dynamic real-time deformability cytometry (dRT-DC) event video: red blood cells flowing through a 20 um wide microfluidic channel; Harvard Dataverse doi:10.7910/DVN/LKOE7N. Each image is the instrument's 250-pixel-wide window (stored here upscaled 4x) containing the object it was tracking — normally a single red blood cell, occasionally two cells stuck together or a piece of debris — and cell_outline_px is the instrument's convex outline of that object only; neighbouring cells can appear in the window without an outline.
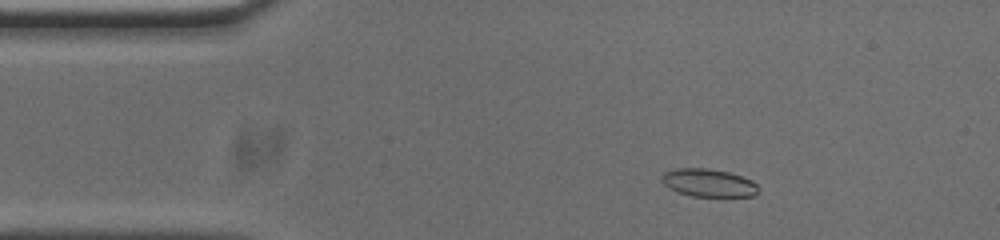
{"species": "common noctule bat (a hibernating species)", "species_latin": "Nyctalus noctula", "temperature_condition": "cold", "stored_images_in_passage": 51, "camera_frame_rate_fps": 3000, "um_per_image_px": 0.085, "animal": {"sex": "male", "body_mass_g": 20.0, "forearm_length_mm": 53.3}, "frame": {"image": 1, "passage_image": 6, "time_ms": 1.667, "image_size_px": [1000, 240], "cell_outline_px": [[756, 196], [692, 196], [680, 192], [664, 184], [660, 180], [660, 176], [664, 172], [676, 168], [708, 168], [728, 172], [752, 180], [756, 184]], "centroid_in_image_um": [60.19, 15.52], "position_along_channel_um": 24.8, "area_um2": 15.49}}
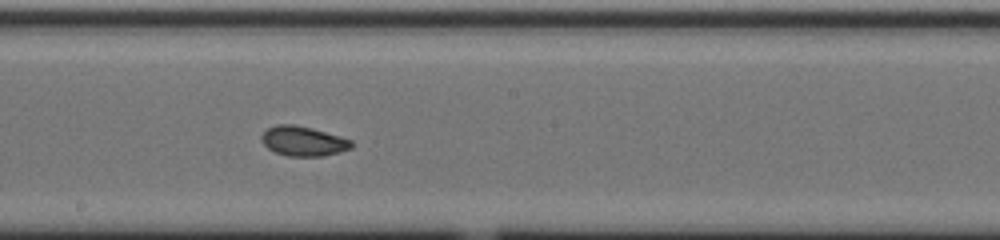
{"frame": {"image": 2, "passage_image": 26, "time_ms": 8.333, "image_size_px": [1000, 240], "cell_outline_px": [[352, 148], [340, 152], [324, 156], [288, 156], [276, 152], [268, 148], [260, 140], [260, 136], [268, 128], [276, 124], [296, 124], [312, 128], [340, 136], [352, 140]], "centroid_in_image_um": [25.78, 11.99], "position_along_channel_um": 222.4, "area_um2": 15.66}}
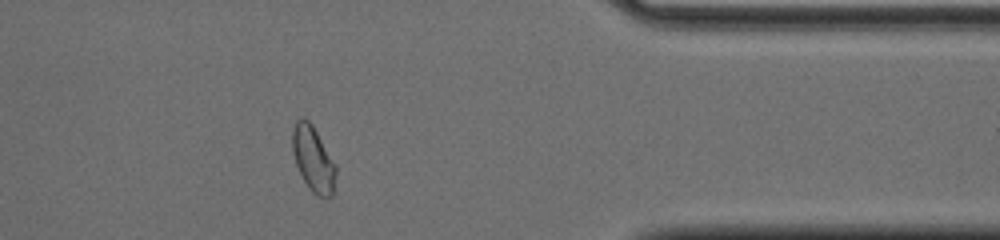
{"frame": {"image": 3, "passage_image": 41, "time_ms": 13.333, "image_size_px": [1000, 240], "cell_outline_px": [[336, 176], [332, 196], [328, 200], [324, 200], [316, 196], [308, 188], [296, 164], [292, 152], [292, 128], [296, 120], [300, 116], [304, 116], [312, 124], [336, 164]], "centroid_in_image_um": [26.63, 13.53], "position_along_channel_um": 384.8, "area_um2": 16.99}, "authors_computed_cell_mechanics": {"area_um2": 15.606, "velocity_mm_per_s": 3.7354, "shape_relaxation_time_tau1_ms": 5.6163, "shape_relaxation_time_tau2_ms": 1.3465, "deformation_change_tau1": 0.1366, "deformation_change_tau2": 0.0412}}